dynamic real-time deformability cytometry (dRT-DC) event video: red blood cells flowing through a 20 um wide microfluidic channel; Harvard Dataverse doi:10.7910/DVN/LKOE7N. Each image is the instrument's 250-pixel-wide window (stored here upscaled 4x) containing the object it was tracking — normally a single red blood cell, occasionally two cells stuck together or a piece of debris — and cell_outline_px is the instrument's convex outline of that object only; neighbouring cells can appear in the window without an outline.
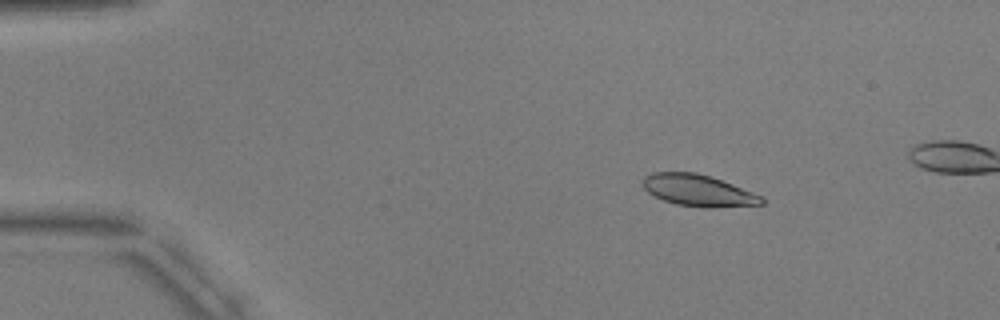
{"species": "common noctule bat (a hibernating species)", "species_latin": "Nyctalus noctula", "temperature_condition": "warm", "stored_images_in_passage": 4, "camera_frame_rate_fps": 3000, "um_per_image_px": 0.085, "animal": {"sex": "male", "body_mass_g": 17.9, "forearm_length_mm": 54.2}, "frame": {"image": 1, "passage_image": 2, "time_ms": 2.0, "image_size_px": [1000, 320], "cell_outline_px": [[764, 204], [712, 208], [704, 208], [676, 204], [664, 200], [648, 192], [644, 188], [644, 176], [652, 172], [696, 172], [732, 184], [764, 196]], "centroid_in_image_um": [59.38, 16.2], "position_along_channel_um": 25.6, "area_um2": 21.79}}